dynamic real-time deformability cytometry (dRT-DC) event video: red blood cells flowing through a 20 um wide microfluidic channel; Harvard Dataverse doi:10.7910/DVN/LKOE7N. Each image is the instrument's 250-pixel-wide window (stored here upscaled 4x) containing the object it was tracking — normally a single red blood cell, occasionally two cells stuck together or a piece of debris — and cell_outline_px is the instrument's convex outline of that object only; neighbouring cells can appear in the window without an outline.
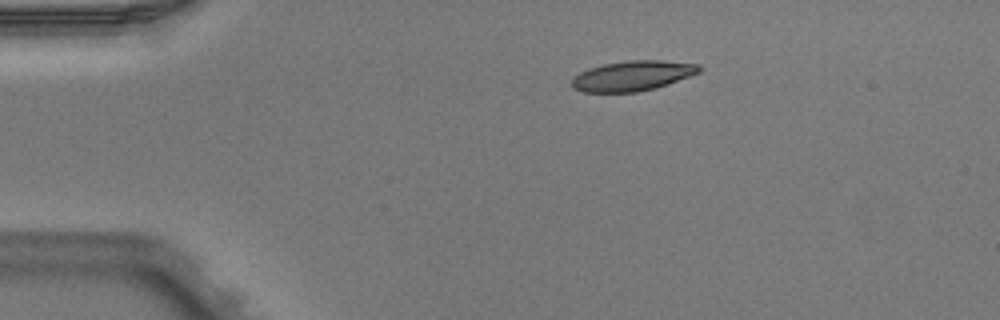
{"species": "Egyptian fruit bat (a non-hibernating species)", "species_latin": "Rousettus aegyptiacus", "temperature_condition": "warm", "stored_images_in_passage": 2, "camera_frame_rate_fps": 3000, "um_per_image_px": 0.085, "animal": {"sex": "male"}, "frame": {"image": 1, "passage_image": 1, "time_ms": 0.0, "image_size_px": [1000, 320], "cell_outline_px": [[704, 68], [700, 72], [668, 84], [656, 88], [636, 92], [584, 92], [572, 88], [572, 80], [580, 72], [588, 68], [604, 64], [628, 60], [660, 60], [700, 64]], "centroid_in_image_um": [53.8, 6.44], "position_along_channel_um": 31.2, "area_um2": 22.37}}